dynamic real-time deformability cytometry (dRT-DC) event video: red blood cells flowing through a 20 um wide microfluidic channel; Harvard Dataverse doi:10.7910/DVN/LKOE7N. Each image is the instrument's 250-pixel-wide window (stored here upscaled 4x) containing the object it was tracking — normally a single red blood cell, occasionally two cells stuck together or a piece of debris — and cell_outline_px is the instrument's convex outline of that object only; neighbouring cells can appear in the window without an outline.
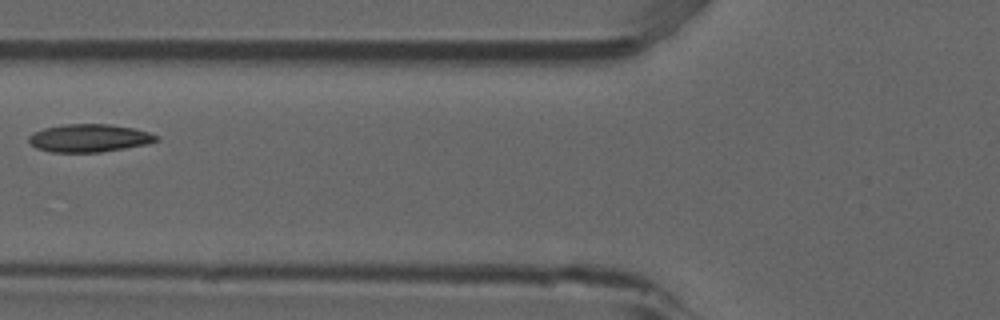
{"species": "common noctule bat (a hibernating species)", "species_latin": "Nyctalus noctula", "temperature_condition": "room temperature", "stored_images_in_passage": 6, "camera_frame_rate_fps": 3000, "um_per_image_px": 0.085, "animal": {"sex": "male", "forearm_length_mm": 52.5}, "frame": {"image": 1, "passage_image": 5, "time_ms": 1.333, "image_size_px": [1000, 320], "cell_outline_px": [[160, 140], [148, 144], [100, 152], [52, 152], [36, 148], [28, 140], [28, 136], [32, 132], [44, 128], [64, 124], [108, 124], [132, 128], [148, 132], [160, 136]], "centroid_in_image_um": [7.59, 11.73], "position_along_channel_um": 118.2, "area_um2": 20.75}}
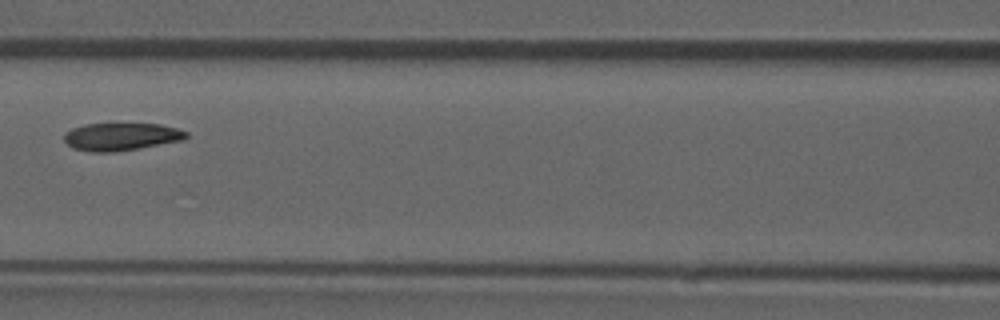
{"frame": {"image": 2, "passage_image": 6, "time_ms": 1.667, "image_size_px": [1000, 320], "cell_outline_px": [[188, 136], [184, 140], [112, 152], [92, 152], [72, 148], [64, 140], [64, 132], [72, 128], [84, 124], [112, 120], [116, 120], [160, 124], [176, 128], [188, 132]], "centroid_in_image_um": [10.26, 11.54], "position_along_channel_um": 156.3, "area_um2": 20.69}}